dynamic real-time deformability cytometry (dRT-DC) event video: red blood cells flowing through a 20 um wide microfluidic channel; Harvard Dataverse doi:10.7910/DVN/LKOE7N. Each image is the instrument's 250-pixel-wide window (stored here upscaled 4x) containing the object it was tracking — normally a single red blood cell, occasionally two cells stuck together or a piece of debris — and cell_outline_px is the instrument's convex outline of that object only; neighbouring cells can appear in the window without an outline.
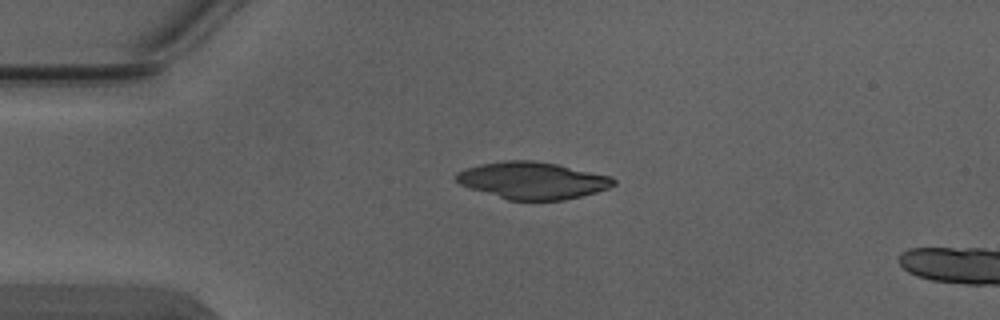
{"species": "Egyptian fruit bat (a non-hibernating species)", "species_latin": "Rousettus aegyptiacus", "temperature_condition": "warm", "stored_images_in_passage": 2, "camera_frame_rate_fps": 3000, "um_per_image_px": 0.085, "animal": {"sex": "male"}, "frame": {"image": 1, "passage_image": 1, "time_ms": 0.0, "image_size_px": [1000, 320], "cell_outline_px": [[616, 184], [608, 188], [596, 192], [564, 200], [508, 200], [468, 188], [460, 184], [456, 180], [456, 172], [464, 168], [480, 164], [504, 160], [532, 160], [556, 164], [612, 176], [616, 180]], "centroid_in_image_um": [45.24, 15.33], "position_along_channel_um": 39.8, "area_um2": 34.04}}